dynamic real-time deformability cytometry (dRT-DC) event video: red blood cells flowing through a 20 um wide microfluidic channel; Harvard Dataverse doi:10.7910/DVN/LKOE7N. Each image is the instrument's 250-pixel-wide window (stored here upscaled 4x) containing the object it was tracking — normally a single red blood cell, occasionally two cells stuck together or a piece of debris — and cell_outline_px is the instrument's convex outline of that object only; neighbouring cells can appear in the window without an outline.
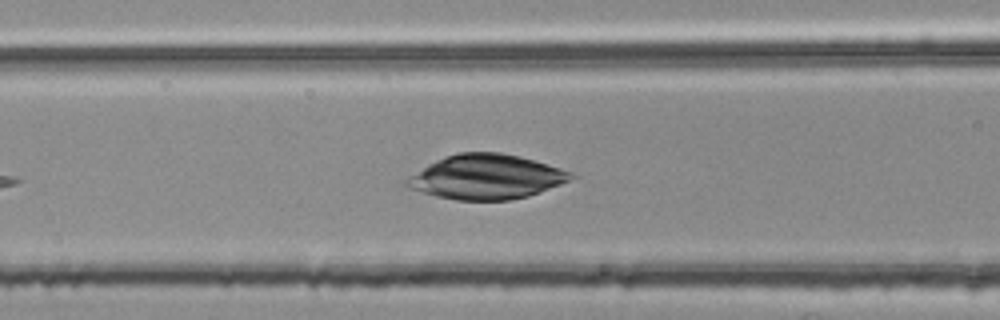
{"species": "common noctule bat (a hibernating species)", "species_latin": "Nyctalus noctula", "temperature_condition": "room temperature", "stored_images_in_passage": 4, "camera_frame_rate_fps": 3000, "um_per_image_px": 0.085, "animal": {"sex": "female", "body_mass_g": 25.1}, "frame": {"image": 1, "passage_image": 3, "time_ms": 0.667, "image_size_px": [1000, 320], "cell_outline_px": [[576, 176], [560, 184], [528, 196], [508, 200], [456, 200], [436, 196], [408, 188], [400, 184], [408, 176], [428, 164], [436, 160], [460, 152], [500, 152], [520, 156], [560, 168], [572, 172]], "centroid_in_image_um": [41.28, 15.04], "position_along_channel_um": 125.3, "area_um2": 42.54}}